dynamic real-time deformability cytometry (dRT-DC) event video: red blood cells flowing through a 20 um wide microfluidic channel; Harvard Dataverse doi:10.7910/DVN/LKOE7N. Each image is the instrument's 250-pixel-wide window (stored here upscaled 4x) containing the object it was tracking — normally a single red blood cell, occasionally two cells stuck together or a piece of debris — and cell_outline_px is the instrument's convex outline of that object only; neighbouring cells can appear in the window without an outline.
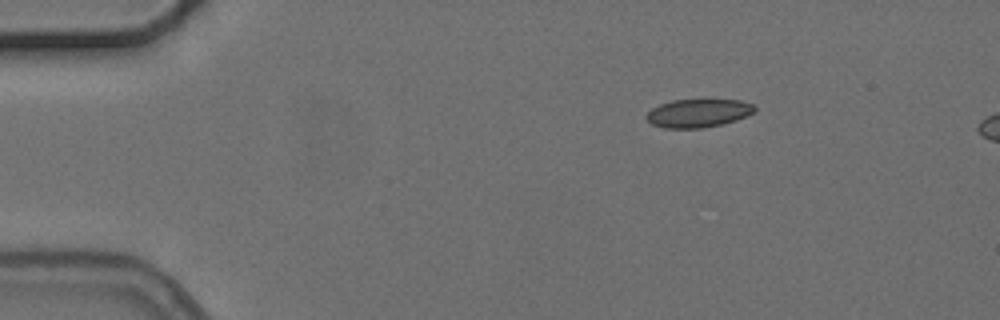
{"species": "common noctule bat (a hibernating species)", "species_latin": "Nyctalus noctula", "temperature_condition": "cold", "stored_images_in_passage": 5, "segment_of_instrument_passage": [2, 2], "camera_frame_rate_fps": 3000, "um_per_image_px": 0.085, "animal": {"sex": "female", "body_mass_g": 24.6, "forearm_length_mm": 56.2}, "frame": {"image": 1, "passage_image": 5, "time_ms": 5.667, "image_size_px": [1000, 320], "cell_outline_px": [[756, 112], [736, 120], [720, 124], [700, 128], [664, 128], [652, 124], [644, 116], [652, 108], [660, 104], [672, 100], [740, 100], [752, 104], [756, 108]], "centroid_in_image_um": [59.34, 9.61], "position_along_channel_um": 25.7, "area_um2": 17.74}}